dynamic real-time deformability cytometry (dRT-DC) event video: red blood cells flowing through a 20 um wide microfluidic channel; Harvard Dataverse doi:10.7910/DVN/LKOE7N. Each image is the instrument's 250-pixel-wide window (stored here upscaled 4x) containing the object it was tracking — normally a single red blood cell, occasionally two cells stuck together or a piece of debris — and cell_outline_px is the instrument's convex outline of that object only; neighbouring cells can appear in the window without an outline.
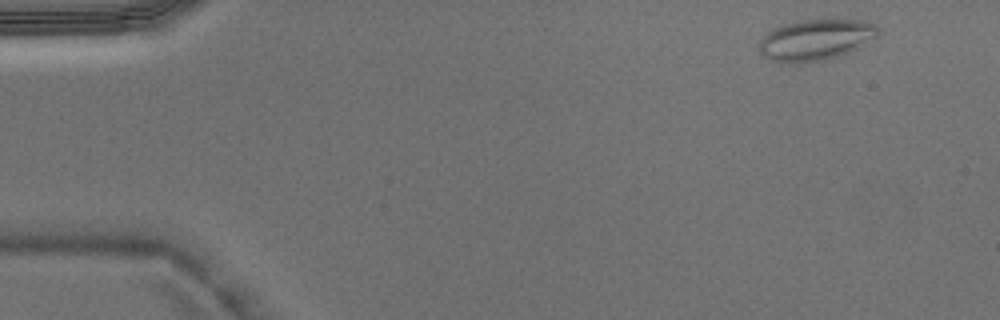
{"species": "Egyptian fruit bat (a non-hibernating species)", "species_latin": "Rousettus aegyptiacus", "temperature_condition": "warm", "stored_images_in_passage": 4, "camera_frame_rate_fps": 3000, "um_per_image_px": 0.085, "animal": {"sex": "male"}, "frame": {"image": 1, "passage_image": 1, "time_ms": 0.0, "image_size_px": [1000, 320], "cell_outline_px": [[880, 32], [876, 36], [856, 48], [848, 52], [824, 60], [792, 64], [780, 64], [764, 56], [756, 48], [760, 40], [772, 28], [784, 24], [800, 20], [832, 16], [864, 20], [876, 24], [880, 28]], "centroid_in_image_um": [69.33, 3.33], "position_along_channel_um": 15.7, "area_um2": 29.48}}
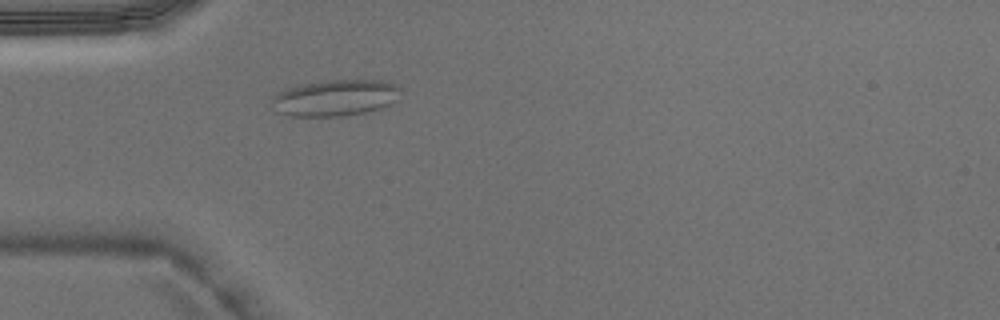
{"frame": {"image": 2, "passage_image": 4, "time_ms": 1.0, "image_size_px": [1000, 320], "cell_outline_px": [[400, 88], [396, 100], [392, 104], [368, 112], [344, 116], [288, 116], [276, 112], [272, 100], [272, 96], [276, 92], [288, 88], [304, 84], [324, 80], [384, 80], [396, 84]], "centroid_in_image_um": [28.5, 8.32], "position_along_channel_um": 56.5, "area_um2": 27.46}}